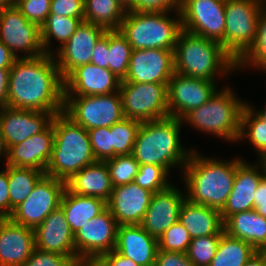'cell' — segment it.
Returning <instances> with one entry per match:
<instances>
[{
	"label": "cell",
	"instance_id": "6da1fadb",
	"mask_svg": "<svg viewBox=\"0 0 266 266\" xmlns=\"http://www.w3.org/2000/svg\"><path fill=\"white\" fill-rule=\"evenodd\" d=\"M63 106L64 79L54 56L18 58L9 70L7 107L56 115Z\"/></svg>",
	"mask_w": 266,
	"mask_h": 266
},
{
	"label": "cell",
	"instance_id": "7a4b0ae2",
	"mask_svg": "<svg viewBox=\"0 0 266 266\" xmlns=\"http://www.w3.org/2000/svg\"><path fill=\"white\" fill-rule=\"evenodd\" d=\"M236 170L237 157L231 161L209 158L194 149L181 171L186 198L221 211L232 191Z\"/></svg>",
	"mask_w": 266,
	"mask_h": 266
},
{
	"label": "cell",
	"instance_id": "3957f363",
	"mask_svg": "<svg viewBox=\"0 0 266 266\" xmlns=\"http://www.w3.org/2000/svg\"><path fill=\"white\" fill-rule=\"evenodd\" d=\"M183 126L182 120L171 116L142 122L131 155L139 165L162 166L169 173L175 167L183 169L193 151L182 146Z\"/></svg>",
	"mask_w": 266,
	"mask_h": 266
},
{
	"label": "cell",
	"instance_id": "277c9868",
	"mask_svg": "<svg viewBox=\"0 0 266 266\" xmlns=\"http://www.w3.org/2000/svg\"><path fill=\"white\" fill-rule=\"evenodd\" d=\"M174 71L217 82V76L222 78L237 71V62L220 43L182 30L174 49Z\"/></svg>",
	"mask_w": 266,
	"mask_h": 266
},
{
	"label": "cell",
	"instance_id": "5b68a950",
	"mask_svg": "<svg viewBox=\"0 0 266 266\" xmlns=\"http://www.w3.org/2000/svg\"><path fill=\"white\" fill-rule=\"evenodd\" d=\"M54 144L46 175L67 181L82 168L96 162L89 134L63 112L53 117Z\"/></svg>",
	"mask_w": 266,
	"mask_h": 266
},
{
	"label": "cell",
	"instance_id": "8992f818",
	"mask_svg": "<svg viewBox=\"0 0 266 266\" xmlns=\"http://www.w3.org/2000/svg\"><path fill=\"white\" fill-rule=\"evenodd\" d=\"M224 86L199 108L188 112L181 120L205 134H213L229 142H238L241 116L247 102Z\"/></svg>",
	"mask_w": 266,
	"mask_h": 266
},
{
	"label": "cell",
	"instance_id": "52a82bcc",
	"mask_svg": "<svg viewBox=\"0 0 266 266\" xmlns=\"http://www.w3.org/2000/svg\"><path fill=\"white\" fill-rule=\"evenodd\" d=\"M175 12L174 17H170ZM119 31L132 49L174 50L182 22L180 11L127 10Z\"/></svg>",
	"mask_w": 266,
	"mask_h": 266
},
{
	"label": "cell",
	"instance_id": "ba28073f",
	"mask_svg": "<svg viewBox=\"0 0 266 266\" xmlns=\"http://www.w3.org/2000/svg\"><path fill=\"white\" fill-rule=\"evenodd\" d=\"M265 0H226L224 50L238 62L253 46Z\"/></svg>",
	"mask_w": 266,
	"mask_h": 266
},
{
	"label": "cell",
	"instance_id": "9c48e42d",
	"mask_svg": "<svg viewBox=\"0 0 266 266\" xmlns=\"http://www.w3.org/2000/svg\"><path fill=\"white\" fill-rule=\"evenodd\" d=\"M63 113L86 130L111 127L124 118L119 91L106 95L64 96Z\"/></svg>",
	"mask_w": 266,
	"mask_h": 266
},
{
	"label": "cell",
	"instance_id": "30bf717a",
	"mask_svg": "<svg viewBox=\"0 0 266 266\" xmlns=\"http://www.w3.org/2000/svg\"><path fill=\"white\" fill-rule=\"evenodd\" d=\"M167 85L121 81L124 117L141 123L168 117Z\"/></svg>",
	"mask_w": 266,
	"mask_h": 266
},
{
	"label": "cell",
	"instance_id": "8fae6325",
	"mask_svg": "<svg viewBox=\"0 0 266 266\" xmlns=\"http://www.w3.org/2000/svg\"><path fill=\"white\" fill-rule=\"evenodd\" d=\"M226 0H180L182 30L220 43L224 48Z\"/></svg>",
	"mask_w": 266,
	"mask_h": 266
},
{
	"label": "cell",
	"instance_id": "7c38bea8",
	"mask_svg": "<svg viewBox=\"0 0 266 266\" xmlns=\"http://www.w3.org/2000/svg\"><path fill=\"white\" fill-rule=\"evenodd\" d=\"M65 189V181L45 174L9 218L17 224L35 229L60 207Z\"/></svg>",
	"mask_w": 266,
	"mask_h": 266
},
{
	"label": "cell",
	"instance_id": "4fadbf2b",
	"mask_svg": "<svg viewBox=\"0 0 266 266\" xmlns=\"http://www.w3.org/2000/svg\"><path fill=\"white\" fill-rule=\"evenodd\" d=\"M0 41L17 58H34L45 54L40 27L28 21L13 5L0 13ZM20 51L23 56L19 55Z\"/></svg>",
	"mask_w": 266,
	"mask_h": 266
},
{
	"label": "cell",
	"instance_id": "5bb4252c",
	"mask_svg": "<svg viewBox=\"0 0 266 266\" xmlns=\"http://www.w3.org/2000/svg\"><path fill=\"white\" fill-rule=\"evenodd\" d=\"M217 87V82L174 73L167 85L169 116L181 120L188 112L207 102Z\"/></svg>",
	"mask_w": 266,
	"mask_h": 266
},
{
	"label": "cell",
	"instance_id": "9a60e30c",
	"mask_svg": "<svg viewBox=\"0 0 266 266\" xmlns=\"http://www.w3.org/2000/svg\"><path fill=\"white\" fill-rule=\"evenodd\" d=\"M118 224L108 208L93 217L74 234L79 262L91 256H102L115 249Z\"/></svg>",
	"mask_w": 266,
	"mask_h": 266
},
{
	"label": "cell",
	"instance_id": "2e32d148",
	"mask_svg": "<svg viewBox=\"0 0 266 266\" xmlns=\"http://www.w3.org/2000/svg\"><path fill=\"white\" fill-rule=\"evenodd\" d=\"M174 73V50L132 49L127 75L121 81L168 84Z\"/></svg>",
	"mask_w": 266,
	"mask_h": 266
},
{
	"label": "cell",
	"instance_id": "e0dca14e",
	"mask_svg": "<svg viewBox=\"0 0 266 266\" xmlns=\"http://www.w3.org/2000/svg\"><path fill=\"white\" fill-rule=\"evenodd\" d=\"M107 30L88 22H81L69 40L54 51L60 74L65 79L77 67L91 62L93 49Z\"/></svg>",
	"mask_w": 266,
	"mask_h": 266
},
{
	"label": "cell",
	"instance_id": "ac0fdd59",
	"mask_svg": "<svg viewBox=\"0 0 266 266\" xmlns=\"http://www.w3.org/2000/svg\"><path fill=\"white\" fill-rule=\"evenodd\" d=\"M266 169L261 160L252 164L237 157V170L231 193L220 211L223 222L231 215L254 209V194Z\"/></svg>",
	"mask_w": 266,
	"mask_h": 266
},
{
	"label": "cell",
	"instance_id": "d6986e66",
	"mask_svg": "<svg viewBox=\"0 0 266 266\" xmlns=\"http://www.w3.org/2000/svg\"><path fill=\"white\" fill-rule=\"evenodd\" d=\"M35 248L68 256L77 266L80 265L74 245V234L61 207L52 211L34 229Z\"/></svg>",
	"mask_w": 266,
	"mask_h": 266
},
{
	"label": "cell",
	"instance_id": "ffe728a7",
	"mask_svg": "<svg viewBox=\"0 0 266 266\" xmlns=\"http://www.w3.org/2000/svg\"><path fill=\"white\" fill-rule=\"evenodd\" d=\"M180 190L171 184L152 195L140 226L157 240L172 224L179 221L180 209L186 199L185 192Z\"/></svg>",
	"mask_w": 266,
	"mask_h": 266
},
{
	"label": "cell",
	"instance_id": "44dd1931",
	"mask_svg": "<svg viewBox=\"0 0 266 266\" xmlns=\"http://www.w3.org/2000/svg\"><path fill=\"white\" fill-rule=\"evenodd\" d=\"M120 84L121 79L109 69L88 63L64 79V96L106 95L118 92Z\"/></svg>",
	"mask_w": 266,
	"mask_h": 266
},
{
	"label": "cell",
	"instance_id": "7402d4cb",
	"mask_svg": "<svg viewBox=\"0 0 266 266\" xmlns=\"http://www.w3.org/2000/svg\"><path fill=\"white\" fill-rule=\"evenodd\" d=\"M54 113L3 107L0 123L8 150L32 135L43 131L51 122Z\"/></svg>",
	"mask_w": 266,
	"mask_h": 266
},
{
	"label": "cell",
	"instance_id": "603a6c76",
	"mask_svg": "<svg viewBox=\"0 0 266 266\" xmlns=\"http://www.w3.org/2000/svg\"><path fill=\"white\" fill-rule=\"evenodd\" d=\"M153 193L136 183L113 187L107 208L120 225H140Z\"/></svg>",
	"mask_w": 266,
	"mask_h": 266
},
{
	"label": "cell",
	"instance_id": "cb8c5ba5",
	"mask_svg": "<svg viewBox=\"0 0 266 266\" xmlns=\"http://www.w3.org/2000/svg\"><path fill=\"white\" fill-rule=\"evenodd\" d=\"M53 144L54 126L52 119V122L43 131L32 135L8 150L7 165L33 168L46 172L51 159Z\"/></svg>",
	"mask_w": 266,
	"mask_h": 266
},
{
	"label": "cell",
	"instance_id": "d4e9b609",
	"mask_svg": "<svg viewBox=\"0 0 266 266\" xmlns=\"http://www.w3.org/2000/svg\"><path fill=\"white\" fill-rule=\"evenodd\" d=\"M34 249V229L0 219V266H22Z\"/></svg>",
	"mask_w": 266,
	"mask_h": 266
},
{
	"label": "cell",
	"instance_id": "484cf974",
	"mask_svg": "<svg viewBox=\"0 0 266 266\" xmlns=\"http://www.w3.org/2000/svg\"><path fill=\"white\" fill-rule=\"evenodd\" d=\"M114 250L140 266H149L155 263L159 246L158 240L140 225H120Z\"/></svg>",
	"mask_w": 266,
	"mask_h": 266
},
{
	"label": "cell",
	"instance_id": "4316f807",
	"mask_svg": "<svg viewBox=\"0 0 266 266\" xmlns=\"http://www.w3.org/2000/svg\"><path fill=\"white\" fill-rule=\"evenodd\" d=\"M66 188L75 194L97 197L108 202L113 186L106 163L96 161L82 168L66 181Z\"/></svg>",
	"mask_w": 266,
	"mask_h": 266
},
{
	"label": "cell",
	"instance_id": "83f0119b",
	"mask_svg": "<svg viewBox=\"0 0 266 266\" xmlns=\"http://www.w3.org/2000/svg\"><path fill=\"white\" fill-rule=\"evenodd\" d=\"M179 222L190 234V237L221 235L224 232V222L219 210L184 200Z\"/></svg>",
	"mask_w": 266,
	"mask_h": 266
},
{
	"label": "cell",
	"instance_id": "f1b7e54d",
	"mask_svg": "<svg viewBox=\"0 0 266 266\" xmlns=\"http://www.w3.org/2000/svg\"><path fill=\"white\" fill-rule=\"evenodd\" d=\"M224 232L251 244L257 251L266 248V218L255 209L235 213L224 221Z\"/></svg>",
	"mask_w": 266,
	"mask_h": 266
},
{
	"label": "cell",
	"instance_id": "f546056e",
	"mask_svg": "<svg viewBox=\"0 0 266 266\" xmlns=\"http://www.w3.org/2000/svg\"><path fill=\"white\" fill-rule=\"evenodd\" d=\"M60 207L66 215V220L75 234L93 217L98 216L107 208L103 199L82 196L65 189Z\"/></svg>",
	"mask_w": 266,
	"mask_h": 266
},
{
	"label": "cell",
	"instance_id": "4dcf8cb0",
	"mask_svg": "<svg viewBox=\"0 0 266 266\" xmlns=\"http://www.w3.org/2000/svg\"><path fill=\"white\" fill-rule=\"evenodd\" d=\"M126 12L118 0H84V21L107 31L119 30Z\"/></svg>",
	"mask_w": 266,
	"mask_h": 266
},
{
	"label": "cell",
	"instance_id": "1f68e13d",
	"mask_svg": "<svg viewBox=\"0 0 266 266\" xmlns=\"http://www.w3.org/2000/svg\"><path fill=\"white\" fill-rule=\"evenodd\" d=\"M45 174V171L38 169L8 165L10 216L14 209L25 201Z\"/></svg>",
	"mask_w": 266,
	"mask_h": 266
},
{
	"label": "cell",
	"instance_id": "d6a6232c",
	"mask_svg": "<svg viewBox=\"0 0 266 266\" xmlns=\"http://www.w3.org/2000/svg\"><path fill=\"white\" fill-rule=\"evenodd\" d=\"M84 21V18H72L60 16L57 14H49L46 21L40 27L41 42L46 54H54L51 47V41L57 40L60 46L55 49L61 48L73 35L77 27Z\"/></svg>",
	"mask_w": 266,
	"mask_h": 266
},
{
	"label": "cell",
	"instance_id": "836d02e7",
	"mask_svg": "<svg viewBox=\"0 0 266 266\" xmlns=\"http://www.w3.org/2000/svg\"><path fill=\"white\" fill-rule=\"evenodd\" d=\"M256 252L251 244L223 232L209 266H243Z\"/></svg>",
	"mask_w": 266,
	"mask_h": 266
},
{
	"label": "cell",
	"instance_id": "e575fe53",
	"mask_svg": "<svg viewBox=\"0 0 266 266\" xmlns=\"http://www.w3.org/2000/svg\"><path fill=\"white\" fill-rule=\"evenodd\" d=\"M246 138L255 149L258 160L266 156V122L246 104L241 116V128L238 141Z\"/></svg>",
	"mask_w": 266,
	"mask_h": 266
},
{
	"label": "cell",
	"instance_id": "d590c367",
	"mask_svg": "<svg viewBox=\"0 0 266 266\" xmlns=\"http://www.w3.org/2000/svg\"><path fill=\"white\" fill-rule=\"evenodd\" d=\"M266 72V0L264 1L257 27V37L249 51L237 62V69L251 66Z\"/></svg>",
	"mask_w": 266,
	"mask_h": 266
},
{
	"label": "cell",
	"instance_id": "8d00e7d4",
	"mask_svg": "<svg viewBox=\"0 0 266 266\" xmlns=\"http://www.w3.org/2000/svg\"><path fill=\"white\" fill-rule=\"evenodd\" d=\"M132 47L119 30L109 31V70L119 79L127 75Z\"/></svg>",
	"mask_w": 266,
	"mask_h": 266
},
{
	"label": "cell",
	"instance_id": "74e56055",
	"mask_svg": "<svg viewBox=\"0 0 266 266\" xmlns=\"http://www.w3.org/2000/svg\"><path fill=\"white\" fill-rule=\"evenodd\" d=\"M140 125L141 122L124 117L121 121L110 127V133L112 134V158L132 154Z\"/></svg>",
	"mask_w": 266,
	"mask_h": 266
},
{
	"label": "cell",
	"instance_id": "f35d334b",
	"mask_svg": "<svg viewBox=\"0 0 266 266\" xmlns=\"http://www.w3.org/2000/svg\"><path fill=\"white\" fill-rule=\"evenodd\" d=\"M113 187L132 183L138 173L139 162L132 155L115 156L104 161Z\"/></svg>",
	"mask_w": 266,
	"mask_h": 266
},
{
	"label": "cell",
	"instance_id": "ab89813d",
	"mask_svg": "<svg viewBox=\"0 0 266 266\" xmlns=\"http://www.w3.org/2000/svg\"><path fill=\"white\" fill-rule=\"evenodd\" d=\"M169 174L170 173L162 166L141 164L139 165L134 183L154 194L171 185Z\"/></svg>",
	"mask_w": 266,
	"mask_h": 266
},
{
	"label": "cell",
	"instance_id": "60d3db41",
	"mask_svg": "<svg viewBox=\"0 0 266 266\" xmlns=\"http://www.w3.org/2000/svg\"><path fill=\"white\" fill-rule=\"evenodd\" d=\"M221 235L193 238L187 250V256L194 266H209L220 242Z\"/></svg>",
	"mask_w": 266,
	"mask_h": 266
},
{
	"label": "cell",
	"instance_id": "b9f144b4",
	"mask_svg": "<svg viewBox=\"0 0 266 266\" xmlns=\"http://www.w3.org/2000/svg\"><path fill=\"white\" fill-rule=\"evenodd\" d=\"M192 238L178 221L172 224L158 240L159 250L187 253Z\"/></svg>",
	"mask_w": 266,
	"mask_h": 266
},
{
	"label": "cell",
	"instance_id": "7bdbcfd3",
	"mask_svg": "<svg viewBox=\"0 0 266 266\" xmlns=\"http://www.w3.org/2000/svg\"><path fill=\"white\" fill-rule=\"evenodd\" d=\"M91 150L96 161L104 162L112 158V134L110 127L87 130Z\"/></svg>",
	"mask_w": 266,
	"mask_h": 266
},
{
	"label": "cell",
	"instance_id": "ee69618b",
	"mask_svg": "<svg viewBox=\"0 0 266 266\" xmlns=\"http://www.w3.org/2000/svg\"><path fill=\"white\" fill-rule=\"evenodd\" d=\"M16 7L28 21L41 27L50 14L51 0H22Z\"/></svg>",
	"mask_w": 266,
	"mask_h": 266
},
{
	"label": "cell",
	"instance_id": "f6af8a7d",
	"mask_svg": "<svg viewBox=\"0 0 266 266\" xmlns=\"http://www.w3.org/2000/svg\"><path fill=\"white\" fill-rule=\"evenodd\" d=\"M22 266H77L68 256L34 249Z\"/></svg>",
	"mask_w": 266,
	"mask_h": 266
},
{
	"label": "cell",
	"instance_id": "bcb514c9",
	"mask_svg": "<svg viewBox=\"0 0 266 266\" xmlns=\"http://www.w3.org/2000/svg\"><path fill=\"white\" fill-rule=\"evenodd\" d=\"M50 14L84 18V0H51Z\"/></svg>",
	"mask_w": 266,
	"mask_h": 266
},
{
	"label": "cell",
	"instance_id": "7dc6e473",
	"mask_svg": "<svg viewBox=\"0 0 266 266\" xmlns=\"http://www.w3.org/2000/svg\"><path fill=\"white\" fill-rule=\"evenodd\" d=\"M130 11H179L180 0H133Z\"/></svg>",
	"mask_w": 266,
	"mask_h": 266
},
{
	"label": "cell",
	"instance_id": "c3c4849f",
	"mask_svg": "<svg viewBox=\"0 0 266 266\" xmlns=\"http://www.w3.org/2000/svg\"><path fill=\"white\" fill-rule=\"evenodd\" d=\"M90 63L109 69V31H106L95 44Z\"/></svg>",
	"mask_w": 266,
	"mask_h": 266
},
{
	"label": "cell",
	"instance_id": "681fc988",
	"mask_svg": "<svg viewBox=\"0 0 266 266\" xmlns=\"http://www.w3.org/2000/svg\"><path fill=\"white\" fill-rule=\"evenodd\" d=\"M155 262L159 266H194L187 253L158 250Z\"/></svg>",
	"mask_w": 266,
	"mask_h": 266
},
{
	"label": "cell",
	"instance_id": "f907efd6",
	"mask_svg": "<svg viewBox=\"0 0 266 266\" xmlns=\"http://www.w3.org/2000/svg\"><path fill=\"white\" fill-rule=\"evenodd\" d=\"M10 217L8 165L0 170V218Z\"/></svg>",
	"mask_w": 266,
	"mask_h": 266
},
{
	"label": "cell",
	"instance_id": "816d5d0a",
	"mask_svg": "<svg viewBox=\"0 0 266 266\" xmlns=\"http://www.w3.org/2000/svg\"><path fill=\"white\" fill-rule=\"evenodd\" d=\"M102 257L111 265V266H140L135 261L130 258H127L120 254L119 252L112 250Z\"/></svg>",
	"mask_w": 266,
	"mask_h": 266
},
{
	"label": "cell",
	"instance_id": "f5cc1de1",
	"mask_svg": "<svg viewBox=\"0 0 266 266\" xmlns=\"http://www.w3.org/2000/svg\"><path fill=\"white\" fill-rule=\"evenodd\" d=\"M18 58L0 41V69H10Z\"/></svg>",
	"mask_w": 266,
	"mask_h": 266
},
{
	"label": "cell",
	"instance_id": "db71d44e",
	"mask_svg": "<svg viewBox=\"0 0 266 266\" xmlns=\"http://www.w3.org/2000/svg\"><path fill=\"white\" fill-rule=\"evenodd\" d=\"M9 70L10 69H0V109L7 106Z\"/></svg>",
	"mask_w": 266,
	"mask_h": 266
},
{
	"label": "cell",
	"instance_id": "11a10c76",
	"mask_svg": "<svg viewBox=\"0 0 266 266\" xmlns=\"http://www.w3.org/2000/svg\"><path fill=\"white\" fill-rule=\"evenodd\" d=\"M258 201H266V175L261 179L254 194V206H258Z\"/></svg>",
	"mask_w": 266,
	"mask_h": 266
},
{
	"label": "cell",
	"instance_id": "9f6ffc18",
	"mask_svg": "<svg viewBox=\"0 0 266 266\" xmlns=\"http://www.w3.org/2000/svg\"><path fill=\"white\" fill-rule=\"evenodd\" d=\"M79 266H111L102 256H91L80 261Z\"/></svg>",
	"mask_w": 266,
	"mask_h": 266
},
{
	"label": "cell",
	"instance_id": "6f0895ef",
	"mask_svg": "<svg viewBox=\"0 0 266 266\" xmlns=\"http://www.w3.org/2000/svg\"><path fill=\"white\" fill-rule=\"evenodd\" d=\"M243 266H266V260L260 251L253 254Z\"/></svg>",
	"mask_w": 266,
	"mask_h": 266
},
{
	"label": "cell",
	"instance_id": "680465c9",
	"mask_svg": "<svg viewBox=\"0 0 266 266\" xmlns=\"http://www.w3.org/2000/svg\"><path fill=\"white\" fill-rule=\"evenodd\" d=\"M5 158L6 161L4 163V165H7L8 162V148L6 146L5 140H4V136L2 133V128H1V123H0V159Z\"/></svg>",
	"mask_w": 266,
	"mask_h": 266
},
{
	"label": "cell",
	"instance_id": "91938a15",
	"mask_svg": "<svg viewBox=\"0 0 266 266\" xmlns=\"http://www.w3.org/2000/svg\"><path fill=\"white\" fill-rule=\"evenodd\" d=\"M258 214L266 218V201H258V206H254Z\"/></svg>",
	"mask_w": 266,
	"mask_h": 266
},
{
	"label": "cell",
	"instance_id": "94428289",
	"mask_svg": "<svg viewBox=\"0 0 266 266\" xmlns=\"http://www.w3.org/2000/svg\"><path fill=\"white\" fill-rule=\"evenodd\" d=\"M253 110L254 112L263 120L266 122V103L265 105L263 106V109L261 108V110L259 109V111L255 110L254 107L250 104V103H247Z\"/></svg>",
	"mask_w": 266,
	"mask_h": 266
},
{
	"label": "cell",
	"instance_id": "6125c7cd",
	"mask_svg": "<svg viewBox=\"0 0 266 266\" xmlns=\"http://www.w3.org/2000/svg\"><path fill=\"white\" fill-rule=\"evenodd\" d=\"M121 5L127 10L132 4L133 0H118Z\"/></svg>",
	"mask_w": 266,
	"mask_h": 266
},
{
	"label": "cell",
	"instance_id": "be15d7a7",
	"mask_svg": "<svg viewBox=\"0 0 266 266\" xmlns=\"http://www.w3.org/2000/svg\"><path fill=\"white\" fill-rule=\"evenodd\" d=\"M9 6L10 5L8 4L7 0H0V13L3 12Z\"/></svg>",
	"mask_w": 266,
	"mask_h": 266
},
{
	"label": "cell",
	"instance_id": "e7e4bbea",
	"mask_svg": "<svg viewBox=\"0 0 266 266\" xmlns=\"http://www.w3.org/2000/svg\"><path fill=\"white\" fill-rule=\"evenodd\" d=\"M22 0H7L9 5L16 6Z\"/></svg>",
	"mask_w": 266,
	"mask_h": 266
},
{
	"label": "cell",
	"instance_id": "03108f58",
	"mask_svg": "<svg viewBox=\"0 0 266 266\" xmlns=\"http://www.w3.org/2000/svg\"><path fill=\"white\" fill-rule=\"evenodd\" d=\"M260 252L263 254V256H264V258H265V260H266V248L260 250Z\"/></svg>",
	"mask_w": 266,
	"mask_h": 266
},
{
	"label": "cell",
	"instance_id": "003e7915",
	"mask_svg": "<svg viewBox=\"0 0 266 266\" xmlns=\"http://www.w3.org/2000/svg\"><path fill=\"white\" fill-rule=\"evenodd\" d=\"M265 166V169H266V156L261 160Z\"/></svg>",
	"mask_w": 266,
	"mask_h": 266
},
{
	"label": "cell",
	"instance_id": "a7ac6f4b",
	"mask_svg": "<svg viewBox=\"0 0 266 266\" xmlns=\"http://www.w3.org/2000/svg\"><path fill=\"white\" fill-rule=\"evenodd\" d=\"M149 266H159V265L155 262V263H153V264H151Z\"/></svg>",
	"mask_w": 266,
	"mask_h": 266
}]
</instances>
